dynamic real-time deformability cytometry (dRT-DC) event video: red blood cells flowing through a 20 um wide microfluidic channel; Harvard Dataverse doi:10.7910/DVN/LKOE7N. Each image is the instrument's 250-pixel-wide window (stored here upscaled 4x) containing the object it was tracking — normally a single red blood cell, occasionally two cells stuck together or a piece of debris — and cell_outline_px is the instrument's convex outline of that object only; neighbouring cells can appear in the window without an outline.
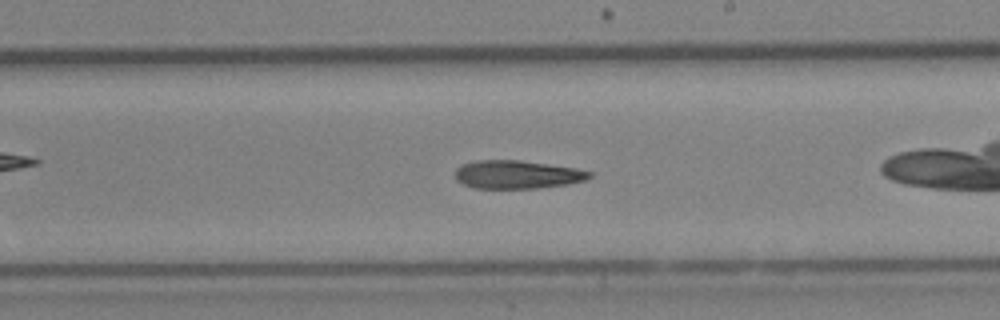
{"species": "Egyptian fruit bat (a non-hibernating species)", "species_latin": "Rousettus aegyptiacus", "temperature_condition": "cold", "stored_images_in_passage": 14, "camera_frame_rate_fps": 3000, "um_per_image_px": 0.085, "animal": {"sex": "female"}, "frame": {"image": 1, "passage_image": 12, "time_ms": 3.667, "image_size_px": [1000, 320], "cell_outline_px": [[592, 176], [584, 180], [568, 184], [536, 188], [472, 188], [456, 180], [456, 168], [460, 164], [476, 160], [520, 160], [576, 168], [592, 172]], "centroid_in_image_um": [43.93, 14.83], "position_along_channel_um": 245.1, "area_um2": 22.14}}